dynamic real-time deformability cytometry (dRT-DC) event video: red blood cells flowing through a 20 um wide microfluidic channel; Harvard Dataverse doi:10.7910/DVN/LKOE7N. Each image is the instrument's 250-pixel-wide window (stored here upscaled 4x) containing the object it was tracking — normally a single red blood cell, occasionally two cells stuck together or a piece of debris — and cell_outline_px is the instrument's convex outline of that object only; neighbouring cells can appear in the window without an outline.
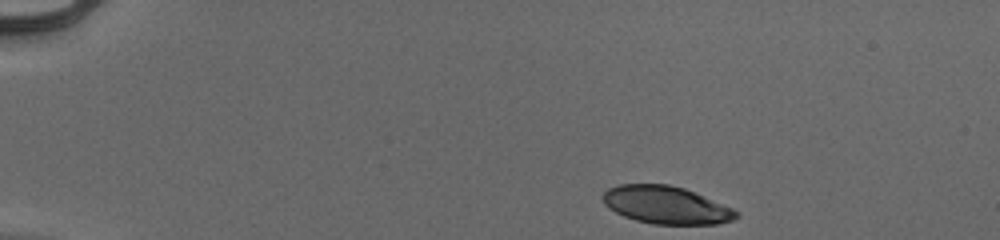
{"species": "human", "species_latin": "Homo sapiens", "temperature_condition": "cold", "stored_images_in_passage": 45, "camera_frame_rate_fps": 3000, "um_per_image_px": 0.085, "donor": {"sex": "male"}, "frame": {"image": 1, "passage_image": 1, "time_ms": 0.0, "image_size_px": [1000, 240], "cell_outline_px": [[740, 216], [732, 220], [716, 224], [652, 224], [636, 220], [624, 216], [608, 208], [604, 204], [604, 192], [608, 188], [620, 184], [668, 184], [684, 188], [696, 192], [732, 208], [740, 212]], "centroid_in_image_um": [56.64, 17.42], "position_along_channel_um": 28.4, "area_um2": 29.3}}
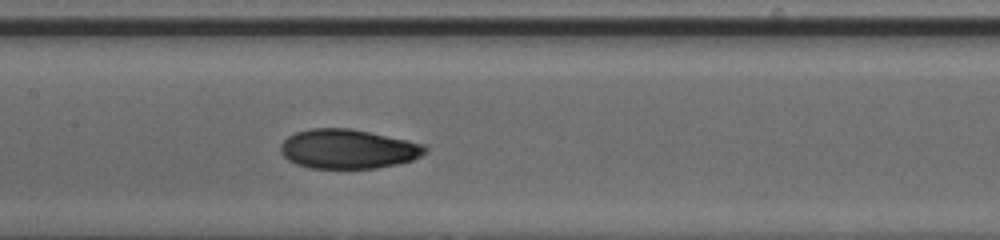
{"frame": {"image": 2, "passage_image": 20, "time_ms": 6.333, "image_size_px": [1000, 240], "cell_outline_px": [[428, 152], [412, 160], [396, 164], [376, 168], [312, 168], [296, 164], [288, 160], [280, 152], [280, 144], [288, 136], [296, 132], [312, 128], [352, 128], [424, 144], [428, 148]], "centroid_in_image_um": [29.57, 12.66], "position_along_channel_um": 177.8, "area_um2": 33.18}}
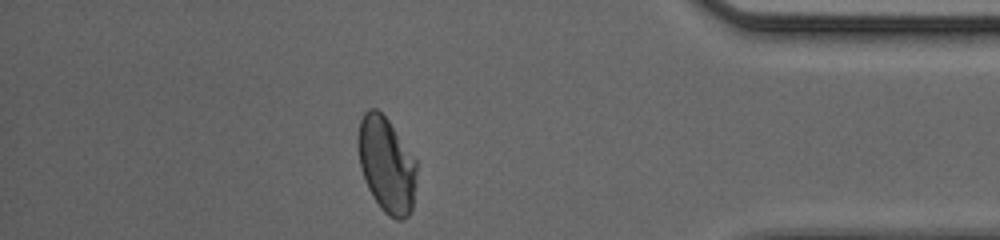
{"frame": {"image": 3, "passage_image": 39, "time_ms": 12.667, "image_size_px": [1000, 240], "cell_outline_px": [[416, 184], [412, 208], [408, 216], [404, 220], [396, 220], [388, 216], [380, 208], [372, 196], [368, 188], [360, 168], [360, 120], [364, 112], [368, 108], [376, 108], [388, 120], [416, 160]], "centroid_in_image_um": [32.88, 14.06], "position_along_channel_um": 402.3, "area_um2": 32.19}, "authors_computed_cell_mechanics": {"area_um2": 32.8882, "velocity_mm_per_s": 3.9654, "shape_relaxation_time_tau1_ms": 4.2196, "shape_relaxation_time_tau2_ms": 1.2917, "deformation_change_tau1": 0.1623, "deformation_change_tau2": 0.0517}}